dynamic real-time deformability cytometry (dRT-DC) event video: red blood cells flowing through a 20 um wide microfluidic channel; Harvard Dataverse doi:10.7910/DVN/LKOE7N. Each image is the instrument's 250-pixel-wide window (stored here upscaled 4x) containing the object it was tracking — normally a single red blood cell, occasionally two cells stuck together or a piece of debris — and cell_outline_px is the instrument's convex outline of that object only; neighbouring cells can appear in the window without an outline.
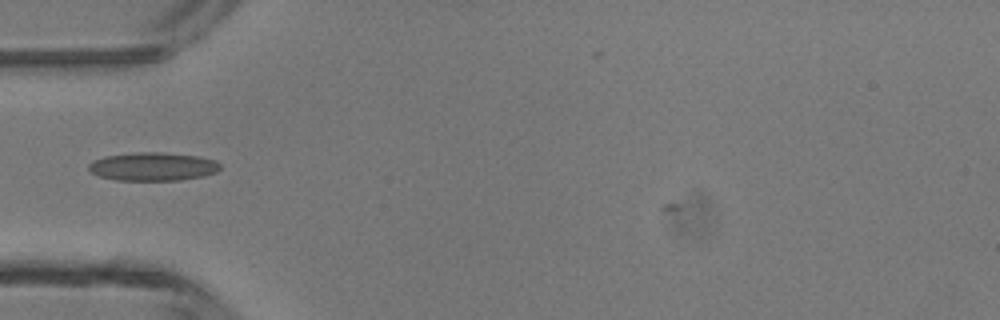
{"species": "common noctule bat (a hibernating species)", "species_latin": "Nyctalus noctula", "temperature_condition": "room temperature", "stored_images_in_passage": 28, "camera_frame_rate_fps": 3000, "um_per_image_px": 0.085, "animal": {"sex": "male", "body_mass_g": 13.3}, "frame": {"image": 1, "passage_image": 1, "time_ms": 0.0, "image_size_px": [1000, 320], "cell_outline_px": [[220, 168], [216, 172], [204, 176], [180, 180], [116, 180], [100, 176], [92, 172], [88, 168], [88, 164], [92, 160], [104, 156], [132, 152], [164, 152], [196, 156], [216, 160], [220, 164]], "centroid_in_image_um": [12.98, 14.15], "position_along_channel_um": 72.0, "area_um2": 21.85}}
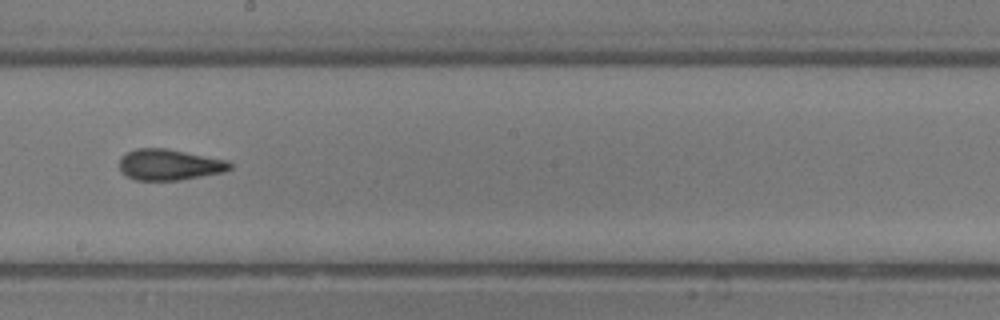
{"frame": {"image": 2, "passage_image": 12, "time_ms": 3.667, "image_size_px": [1000, 320], "cell_outline_px": [[232, 168], [224, 172], [180, 180], [136, 180], [120, 172], [120, 156], [136, 148], [164, 148], [228, 160], [232, 164]], "centroid_in_image_um": [14.39, 14.0], "position_along_channel_um": 233.8, "area_um2": 19.94}}
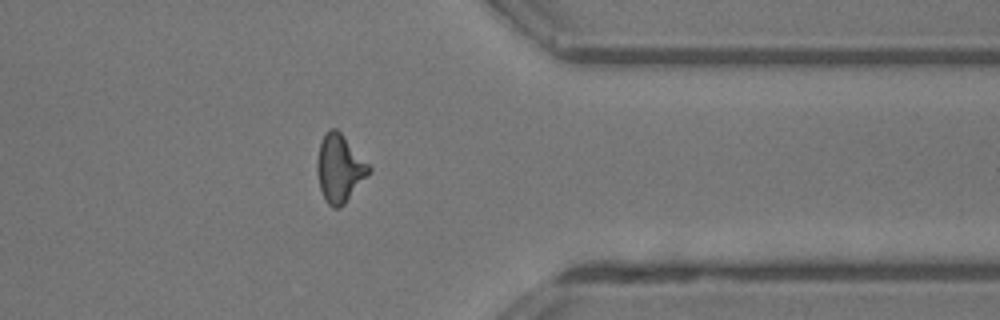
{"frame": {"image": 3, "passage_image": 23, "time_ms": 7.333, "image_size_px": [1000, 320], "cell_outline_px": [[372, 172], [344, 204], [340, 208], [332, 208], [328, 204], [320, 188], [316, 168], [316, 160], [320, 144], [324, 132], [328, 128], [336, 128], [340, 132], [372, 168]], "centroid_in_image_um": [28.86, 14.31], "position_along_channel_um": 382.5, "area_um2": 20.46}}